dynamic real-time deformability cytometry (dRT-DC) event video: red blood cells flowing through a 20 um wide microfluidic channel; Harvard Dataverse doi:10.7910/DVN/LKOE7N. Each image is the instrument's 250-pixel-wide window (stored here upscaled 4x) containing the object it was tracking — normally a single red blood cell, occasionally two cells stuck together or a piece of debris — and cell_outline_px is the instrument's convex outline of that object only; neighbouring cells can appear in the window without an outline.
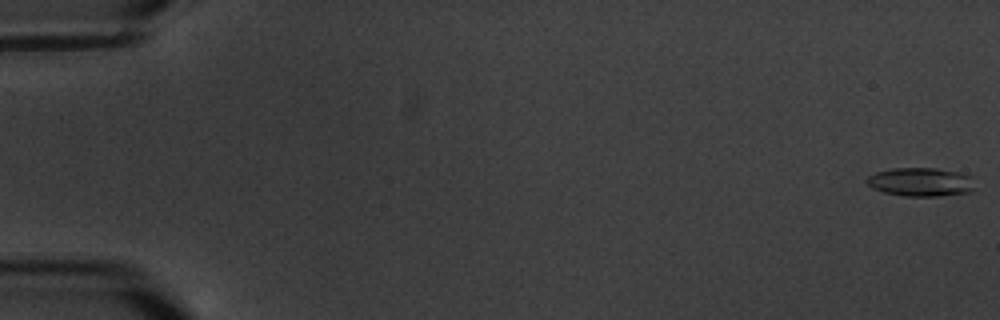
{"species": "common noctule bat (a hibernating species)", "species_latin": "Nyctalus noctula", "temperature_condition": "warm", "stored_images_in_passage": 8, "camera_frame_rate_fps": 3000, "um_per_image_px": 0.085, "animal": {"sex": "male", "body_mass_g": 20.1, "forearm_length_mm": 53.5}, "frame": {"image": 1, "passage_image": 1, "time_ms": 0.0, "image_size_px": [1000, 320], "cell_outline_px": [[972, 192], [940, 196], [904, 196], [884, 192], [872, 188], [868, 184], [868, 176], [876, 172], [892, 168], [936, 168], [956, 172], [968, 176], [972, 188]], "centroid_in_image_um": [78.2, 15.47], "position_along_channel_um": 6.8, "area_um2": 17.69}}
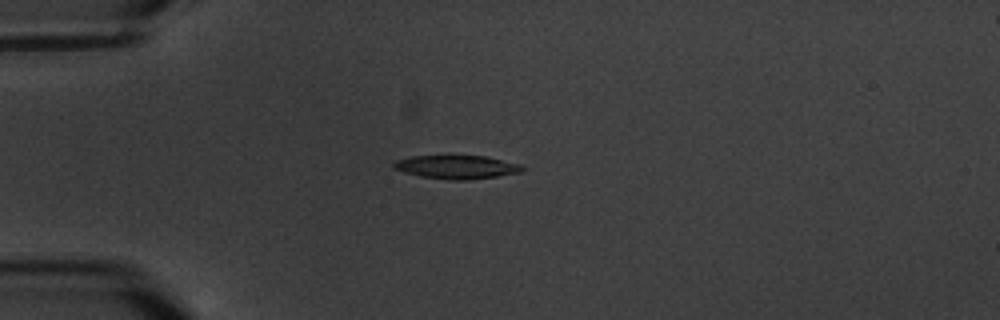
{"frame": {"image": 2, "passage_image": 5, "time_ms": 5.333, "image_size_px": [1000, 320], "cell_outline_px": [[528, 168], [524, 172], [468, 180], [452, 180], [420, 176], [404, 172], [392, 168], [392, 164], [396, 160], [412, 156], [484, 156], [520, 164]], "centroid_in_image_um": [38.84, 14.2], "position_along_channel_um": 46.2, "area_um2": 17.63}}
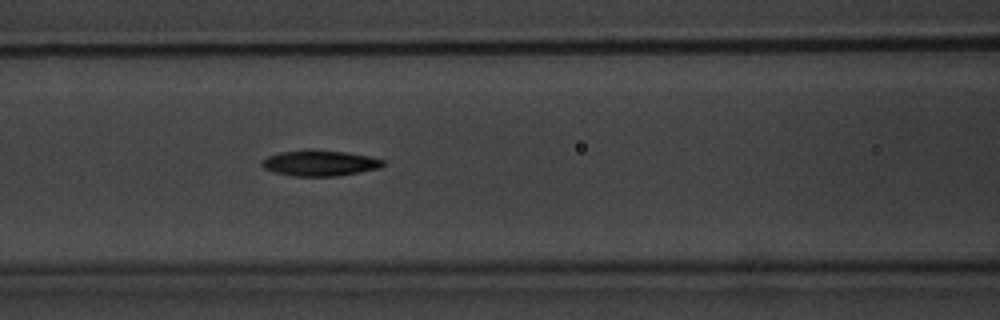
{"frame": {"image": 3, "passage_image": 8, "time_ms": 8.667, "image_size_px": [1000, 320], "cell_outline_px": [[384, 164], [380, 168], [340, 176], [292, 176], [272, 172], [264, 168], [260, 164], [268, 156], [280, 152], [308, 148], [312, 148], [348, 152], [368, 156], [384, 160]], "centroid_in_image_um": [27.17, 13.85], "position_along_channel_um": 139.4, "area_um2": 18.55}}